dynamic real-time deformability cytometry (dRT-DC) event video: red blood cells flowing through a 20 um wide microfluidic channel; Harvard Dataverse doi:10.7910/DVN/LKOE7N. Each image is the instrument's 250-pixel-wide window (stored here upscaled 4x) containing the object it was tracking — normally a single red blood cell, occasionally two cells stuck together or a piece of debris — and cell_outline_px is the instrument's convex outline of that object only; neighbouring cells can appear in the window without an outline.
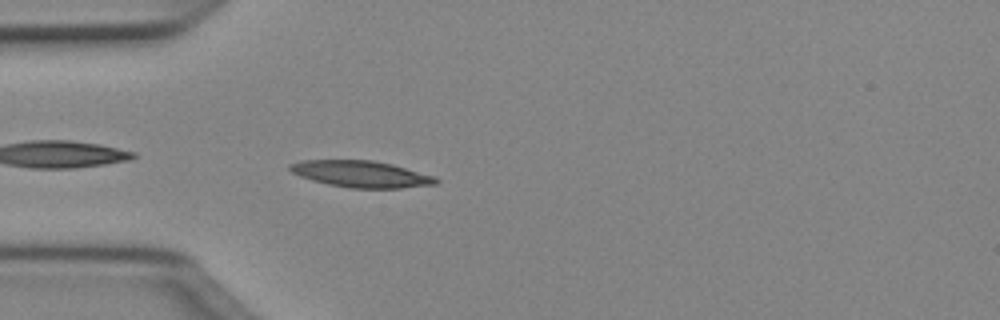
{"species": "Egyptian fruit bat (a non-hibernating species)", "species_latin": "Rousettus aegyptiacus", "temperature_condition": "cold", "stored_images_in_passage": 38, "camera_frame_rate_fps": 3000, "um_per_image_px": 0.085, "animal": {"sex": "female"}, "frame": {"image": 1, "passage_image": 2, "time_ms": 0.333, "image_size_px": [1000, 320], "cell_outline_px": [[440, 180], [436, 184], [400, 188], [348, 188], [328, 184], [312, 180], [300, 176], [292, 172], [288, 168], [288, 164], [300, 160], [372, 160], [392, 164], [436, 176]], "centroid_in_image_um": [30.7, 14.79], "position_along_channel_um": 54.3, "area_um2": 22.72}}
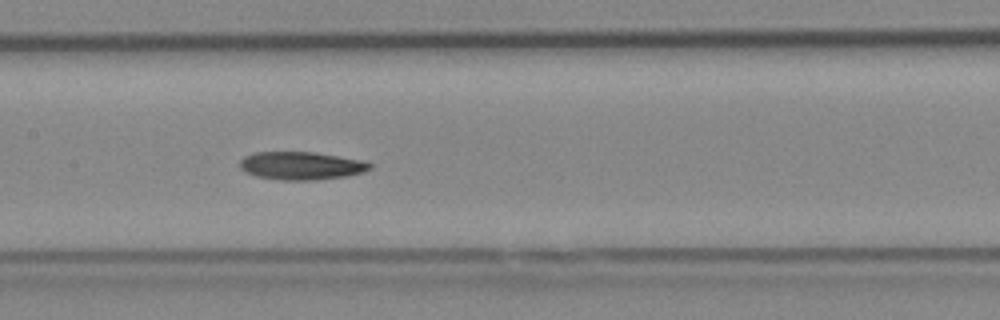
{"frame": {"image": 2, "passage_image": 12, "time_ms": 3.667, "image_size_px": [1000, 320], "cell_outline_px": [[372, 168], [364, 172], [348, 176], [316, 180], [280, 180], [256, 176], [244, 172], [240, 168], [240, 160], [244, 156], [256, 152], [316, 152], [364, 160], [372, 164]], "centroid_in_image_um": [25.63, 14.09], "position_along_channel_um": 181.8, "area_um2": 21.5}}
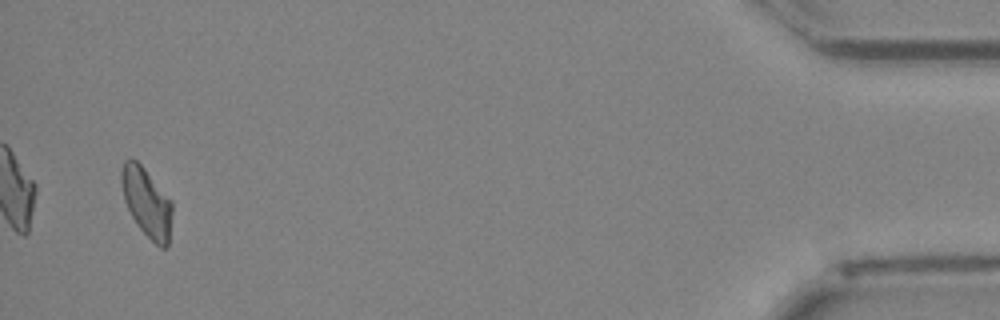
{"frame": {"image": 3, "passage_image": 36, "time_ms": 11.667, "image_size_px": [1000, 320], "cell_outline_px": [[172, 212], [168, 244], [164, 248], [160, 248], [136, 224], [124, 200], [120, 180], [120, 172], [124, 160], [132, 156], [144, 168], [172, 200]], "centroid_in_image_um": [12.45, 17.16], "position_along_channel_um": 422.7, "area_um2": 20.46}, "authors_computed_cell_mechanics": {"area_um2": 20.8658, "velocity_mm_per_s": 4.0321, "shape_relaxation_time_tau1_ms": 5.2992, "shape_relaxation_time_tau2_ms": 10.1461, "deformation_change_tau1": 0.1571, "deformation_change_tau2": 0.1797}}